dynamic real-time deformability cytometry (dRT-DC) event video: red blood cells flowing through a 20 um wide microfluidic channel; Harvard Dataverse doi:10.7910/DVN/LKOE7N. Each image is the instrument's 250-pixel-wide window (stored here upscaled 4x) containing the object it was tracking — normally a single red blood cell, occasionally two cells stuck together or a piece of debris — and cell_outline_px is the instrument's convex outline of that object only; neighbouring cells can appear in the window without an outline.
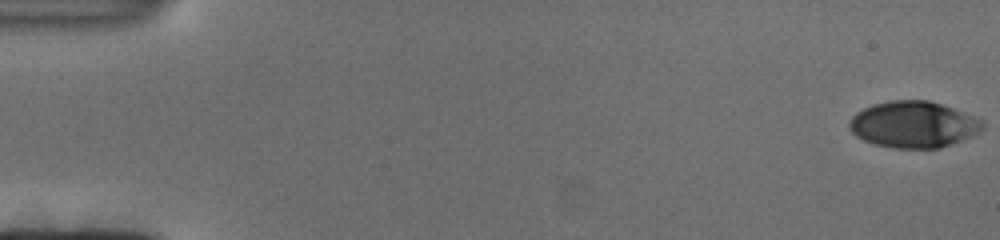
{"species": "human", "species_latin": "Homo sapiens", "temperature_condition": "cold", "stored_images_in_passage": 137, "camera_frame_rate_fps": 3000, "um_per_image_px": 0.085, "donor": {"sex": "female"}, "frame": {"image": 1, "passage_image": 1, "time_ms": 0.0, "image_size_px": [1000, 240], "cell_outline_px": [[984, 128], [980, 132], [972, 136], [940, 148], [892, 148], [876, 144], [864, 140], [856, 136], [848, 128], [848, 120], [856, 112], [872, 104], [888, 100], [928, 100], [964, 112], [984, 120]], "centroid_in_image_um": [77.63, 10.58], "position_along_channel_um": 7.4, "area_um2": 36.24}}
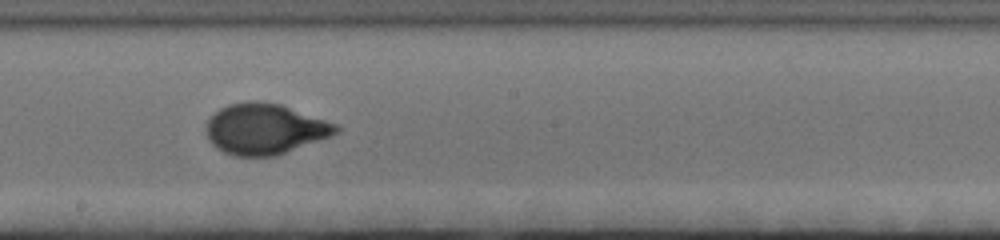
{"frame": {"image": 2, "passage_image": 77, "time_ms": 25.333, "image_size_px": [1000, 240], "cell_outline_px": [[340, 132], [332, 136], [276, 156], [232, 156], [216, 148], [208, 140], [204, 128], [208, 120], [220, 108], [228, 104], [248, 100], [256, 100], [280, 104], [340, 124]], "centroid_in_image_um": [22.53, 10.96], "position_along_channel_um": 225.7, "area_um2": 38.96}}
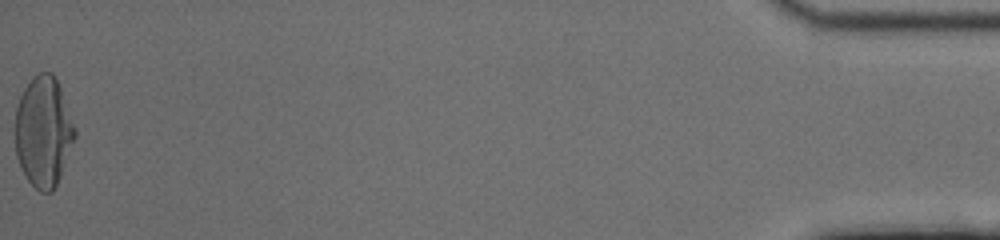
{"frame": {"image": 3, "passage_image": 137, "time_ms": 45.333, "image_size_px": [1000, 240], "cell_outline_px": [[76, 136], [60, 176], [52, 192], [40, 192], [28, 180], [16, 156], [16, 108], [20, 96], [24, 88], [32, 76], [40, 72], [52, 72], [60, 88], [76, 128]], "centroid_in_image_um": [3.7, 11.17], "position_along_channel_um": 431.5, "area_um2": 38.03}}